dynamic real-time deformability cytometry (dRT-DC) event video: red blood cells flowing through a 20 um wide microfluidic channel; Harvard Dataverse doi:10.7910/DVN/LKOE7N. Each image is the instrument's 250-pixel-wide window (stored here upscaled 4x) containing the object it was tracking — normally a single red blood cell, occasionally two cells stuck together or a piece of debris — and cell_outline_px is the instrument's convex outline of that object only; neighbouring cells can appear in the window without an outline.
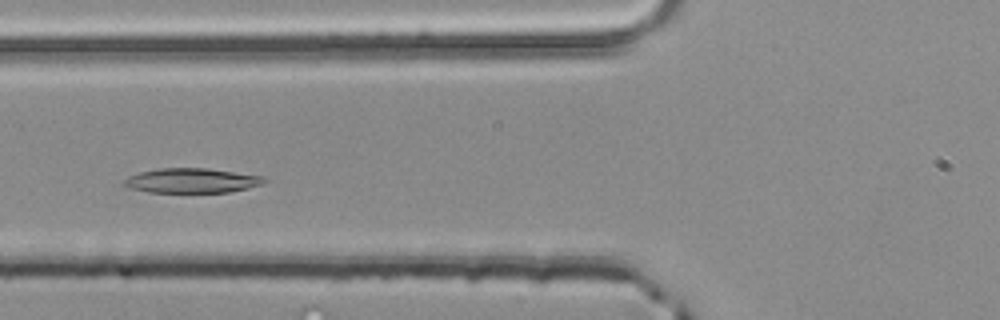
{"species": "common noctule bat (a hibernating species)", "species_latin": "Nyctalus noctula", "temperature_condition": "room temperature", "stored_images_in_passage": 46, "camera_frame_rate_fps": 3000, "um_per_image_px": 0.085, "animal": {"sex": "male", "body_mass_g": 20.4}, "frame": {"image": 1, "passage_image": 14, "time_ms": 4.333, "image_size_px": [1000, 320], "cell_outline_px": [[268, 180], [264, 184], [248, 188], [228, 192], [148, 192], [132, 188], [124, 184], [124, 180], [128, 176], [140, 172], [160, 168], [208, 168], [264, 176]], "centroid_in_image_um": [16.36, 15.34], "position_along_channel_um": 109.4, "area_um2": 20.11}}
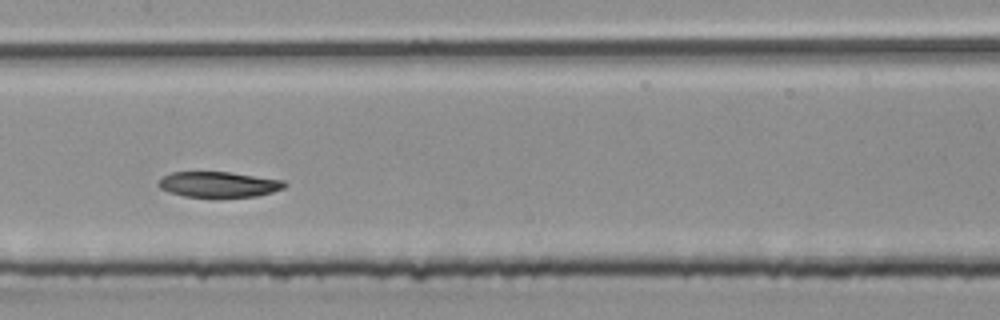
{"frame": {"image": 2, "passage_image": 20, "time_ms": 6.333, "image_size_px": [1000, 320], "cell_outline_px": [[288, 184], [284, 188], [272, 192], [256, 196], [216, 200], [212, 200], [184, 196], [168, 192], [160, 188], [156, 184], [164, 176], [172, 172], [228, 172], [284, 180]], "centroid_in_image_um": [18.58, 15.73], "position_along_channel_um": 188.8, "area_um2": 19.59}}
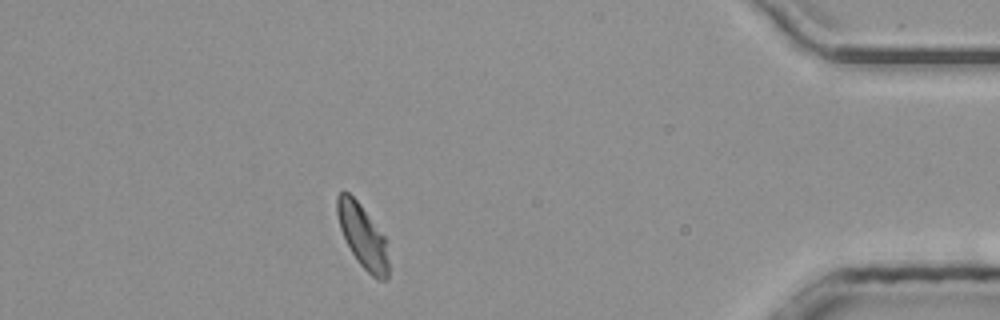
{"frame": {"image": 3, "passage_image": 40, "time_ms": 13.0, "image_size_px": [1000, 320], "cell_outline_px": [[388, 280], [376, 280], [356, 260], [340, 228], [336, 212], [336, 196], [340, 192], [348, 192], [360, 204], [388, 240]], "centroid_in_image_um": [30.85, 20.09], "position_along_channel_um": 404.3, "area_um2": 19.07}, "authors_computed_cell_mechanics": {"area_um2": 19.9988, "velocity_mm_per_s": 3.9558, "shape_relaxation_time_tau1_ms": 10.0593, "shape_relaxation_time_tau2_ms": null, "deformation_change_tau1": 0.2158, "deformation_change_tau2": null}}